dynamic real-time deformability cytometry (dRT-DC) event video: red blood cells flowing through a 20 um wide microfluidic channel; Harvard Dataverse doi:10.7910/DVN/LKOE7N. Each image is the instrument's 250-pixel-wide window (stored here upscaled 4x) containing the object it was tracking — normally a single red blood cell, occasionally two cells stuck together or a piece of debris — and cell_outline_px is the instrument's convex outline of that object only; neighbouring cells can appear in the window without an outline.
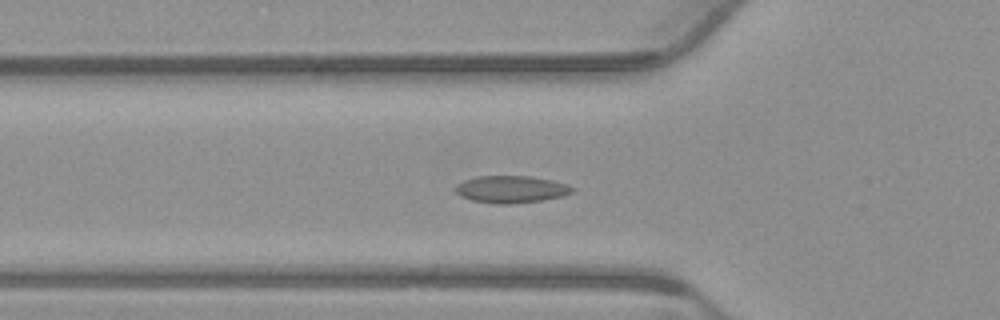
{"species": "common noctule bat (a hibernating species)", "species_latin": "Nyctalus noctula", "temperature_condition": "warm", "stored_images_in_passage": 44, "camera_frame_rate_fps": 3000, "um_per_image_px": 0.085, "animal": {"sex": "male", "body_mass_g": 23.1, "forearm_length_mm": 52.7}, "frame": {"image": 1, "passage_image": 7, "time_ms": 2.0, "image_size_px": [1000, 320], "cell_outline_px": [[572, 192], [564, 196], [540, 200], [508, 204], [492, 204], [472, 200], [460, 196], [452, 188], [456, 184], [464, 180], [476, 176], [532, 176], [552, 180], [568, 184], [572, 188]], "centroid_in_image_um": [43.39, 16.08], "position_along_channel_um": 82.4, "area_um2": 18.61}}
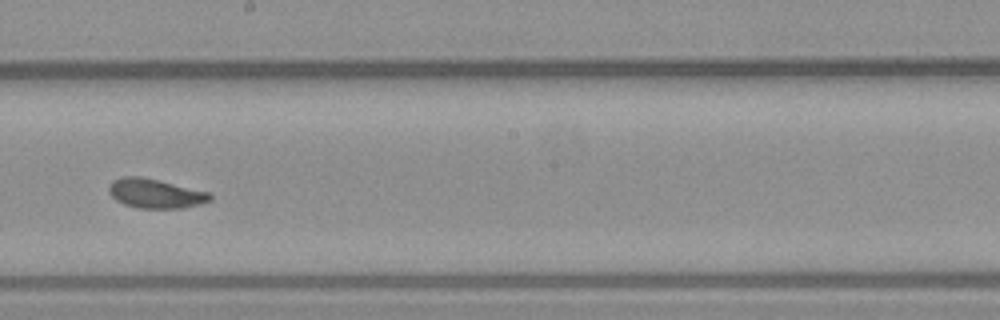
{"frame": {"image": 2, "passage_image": 19, "time_ms": 6.0, "image_size_px": [1000, 320], "cell_outline_px": [[212, 200], [184, 208], [140, 208], [124, 204], [116, 200], [108, 192], [108, 188], [112, 180], [120, 176], [140, 176], [160, 180], [208, 192], [212, 196]], "centroid_in_image_um": [13.17, 16.43], "position_along_channel_um": 235.0, "area_um2": 17.34}}
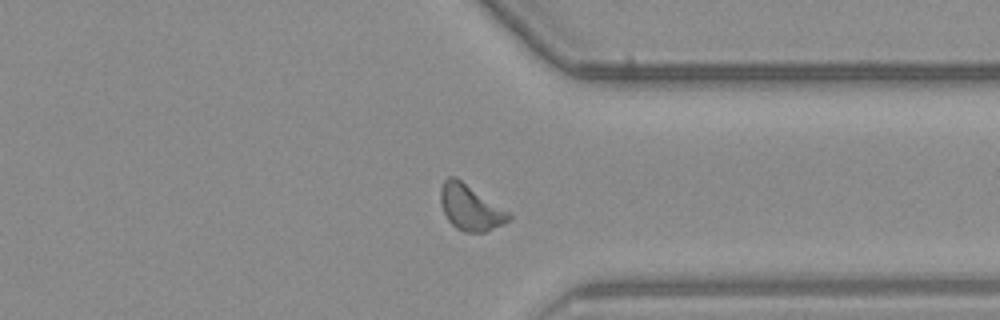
{"frame": {"image": 3, "passage_image": 30, "time_ms": 9.667, "image_size_px": [1000, 320], "cell_outline_px": [[512, 216], [504, 224], [484, 232], [464, 232], [456, 228], [448, 220], [440, 204], [440, 188], [444, 180], [448, 176], [456, 176], [508, 212]], "centroid_in_image_um": [39.94, 17.63], "position_along_channel_um": 371.5, "area_um2": 17.98}, "authors_computed_cell_mechanics": {"area_um2": 17.3689, "velocity_mm_per_s": 3.7939, "shape_relaxation_time_tau1_ms": null, "shape_relaxation_time_tau2_ms": 1.8609, "deformation_change_tau1": null, "deformation_change_tau2": 0.0787}}